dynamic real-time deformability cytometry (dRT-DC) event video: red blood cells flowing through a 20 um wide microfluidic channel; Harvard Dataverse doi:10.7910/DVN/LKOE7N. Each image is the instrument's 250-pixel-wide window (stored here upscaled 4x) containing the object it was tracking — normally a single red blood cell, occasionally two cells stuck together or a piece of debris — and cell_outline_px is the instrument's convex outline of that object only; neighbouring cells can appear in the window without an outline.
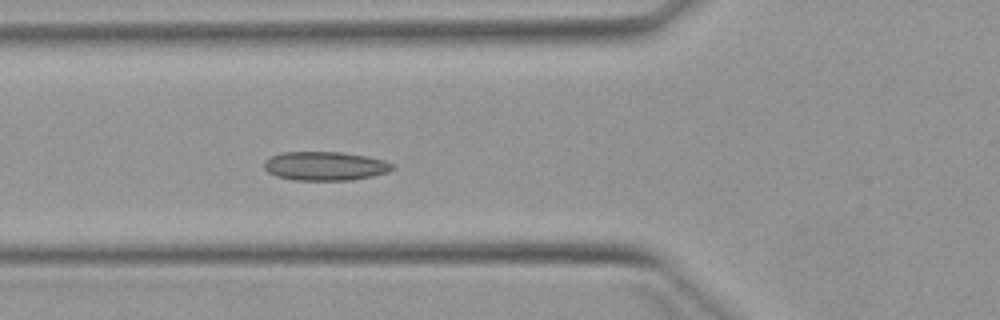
{"species": "Egyptian fruit bat (a non-hibernating species)", "species_latin": "Rousettus aegyptiacus", "temperature_condition": "warm", "stored_images_in_passage": 5, "camera_frame_rate_fps": 3000, "um_per_image_px": 0.085, "animal": {"sex": "female"}, "frame": {"image": 1, "passage_image": 5, "time_ms": 4.667, "image_size_px": [1000, 320], "cell_outline_px": [[392, 168], [388, 172], [372, 176], [352, 180], [292, 180], [276, 176], [268, 172], [264, 168], [264, 160], [280, 152], [340, 152], [368, 156], [384, 160], [392, 164]], "centroid_in_image_um": [27.6, 14.11], "position_along_channel_um": 98.2, "area_um2": 21.62}}